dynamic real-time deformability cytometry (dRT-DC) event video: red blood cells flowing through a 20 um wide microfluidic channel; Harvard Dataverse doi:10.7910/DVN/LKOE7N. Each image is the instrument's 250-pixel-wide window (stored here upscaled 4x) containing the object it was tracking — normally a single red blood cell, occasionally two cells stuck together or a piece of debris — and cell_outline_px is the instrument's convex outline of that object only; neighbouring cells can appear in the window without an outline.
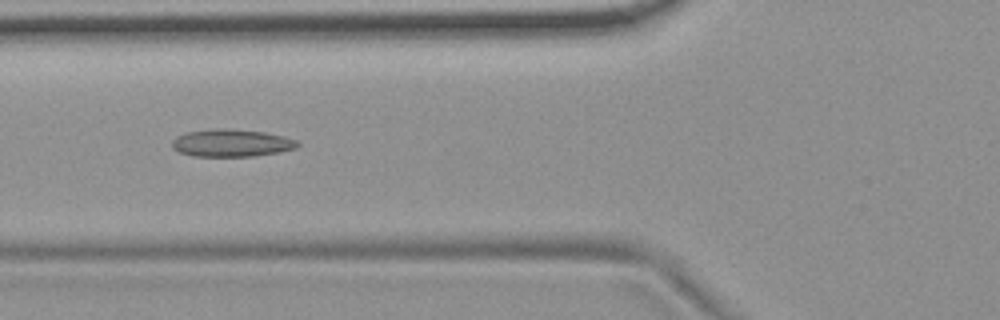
{"species": "common noctule bat (a hibernating species)", "species_latin": "Nyctalus noctula", "temperature_condition": "room temperature", "stored_images_in_passage": 43, "camera_frame_rate_fps": 3000, "um_per_image_px": 0.085, "animal": {"sex": "female", "body_mass_g": 19.9}, "frame": {"image": 1, "passage_image": 10, "time_ms": 3.0, "image_size_px": [1000, 320], "cell_outline_px": [[300, 144], [296, 148], [280, 152], [252, 156], [192, 156], [180, 152], [172, 148], [172, 140], [176, 136], [184, 132], [216, 128], [224, 128], [264, 132], [284, 136], [296, 140]], "centroid_in_image_um": [19.65, 12.15], "position_along_channel_um": 106.1, "area_um2": 20.17}}
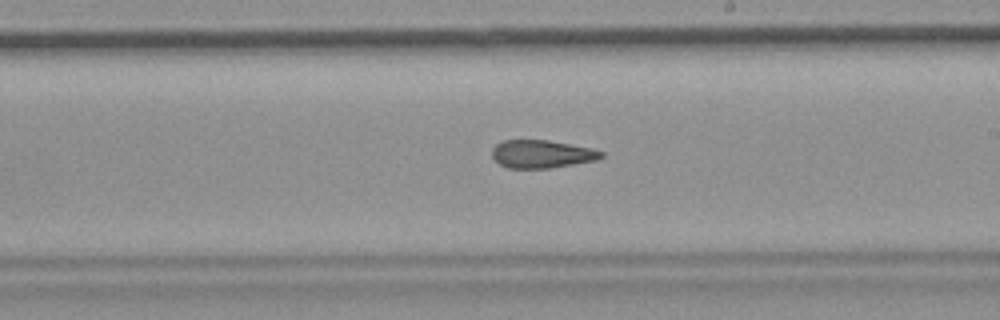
{"frame": {"image": 2, "passage_image": 21, "time_ms": 6.667, "image_size_px": [1000, 320], "cell_outline_px": [[604, 156], [596, 160], [548, 168], [508, 168], [500, 164], [492, 156], [492, 148], [500, 140], [548, 140], [592, 148], [604, 152]], "centroid_in_image_um": [46.04, 13.08], "position_along_channel_um": 243.0, "area_um2": 17.74}}
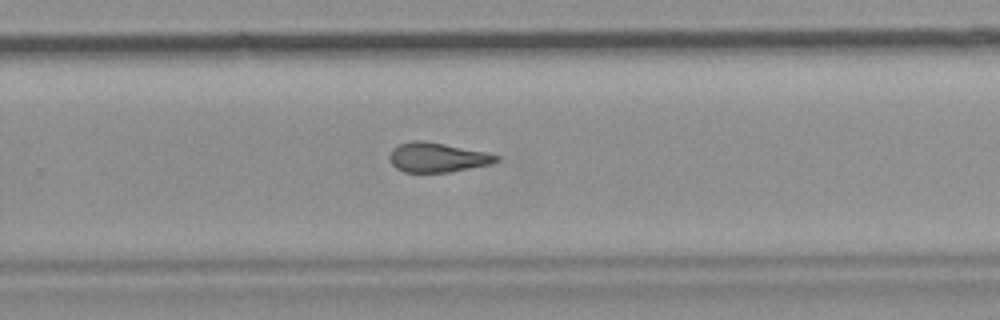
{"frame": {"image": 3, "passage_image": 25, "time_ms": 8.0, "image_size_px": [1000, 320], "cell_outline_px": [[500, 160], [492, 164], [448, 172], [404, 172], [396, 168], [388, 160], [388, 156], [392, 148], [400, 144], [412, 140], [424, 140], [484, 152], [500, 156]], "centroid_in_image_um": [37.14, 13.38], "position_along_channel_um": 292.7, "area_um2": 18.38}, "authors_computed_cell_mechanics": {"area_um2": 18.8428, "velocity_mm_per_s": 3.7439, "shape_relaxation_time_tau1_ms": null, "shape_relaxation_time_tau2_ms": 1.9168, "deformation_change_tau1": null, "deformation_change_tau2": 0.0865}}